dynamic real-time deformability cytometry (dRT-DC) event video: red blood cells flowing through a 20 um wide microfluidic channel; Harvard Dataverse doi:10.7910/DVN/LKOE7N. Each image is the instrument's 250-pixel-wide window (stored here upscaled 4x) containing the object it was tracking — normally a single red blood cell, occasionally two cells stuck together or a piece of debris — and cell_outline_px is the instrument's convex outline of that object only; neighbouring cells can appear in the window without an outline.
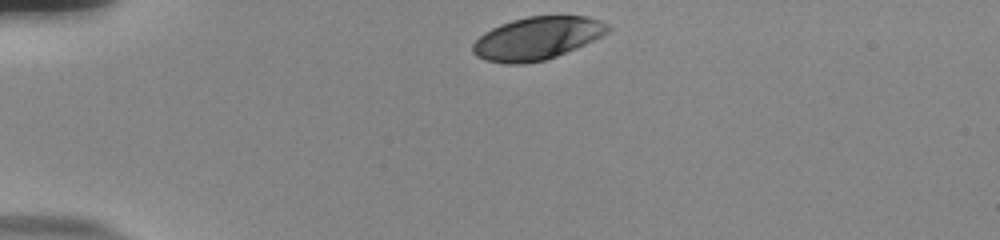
{"species": "human", "species_latin": "Homo sapiens", "temperature_condition": "room temperature", "stored_images_in_passage": 34, "camera_frame_rate_fps": 3000, "um_per_image_px": 0.085, "donor": {"sex": "male"}, "frame": {"image": 1, "passage_image": 1, "time_ms": 0.0, "image_size_px": [1000, 240], "cell_outline_px": [[612, 28], [604, 36], [576, 48], [556, 56], [544, 60], [524, 64], [504, 64], [484, 60], [476, 56], [472, 52], [472, 44], [484, 32], [500, 24], [512, 20], [528, 16], [588, 16], [608, 24]], "centroid_in_image_um": [45.65, 3.26], "position_along_channel_um": 39.4, "area_um2": 33.87}}
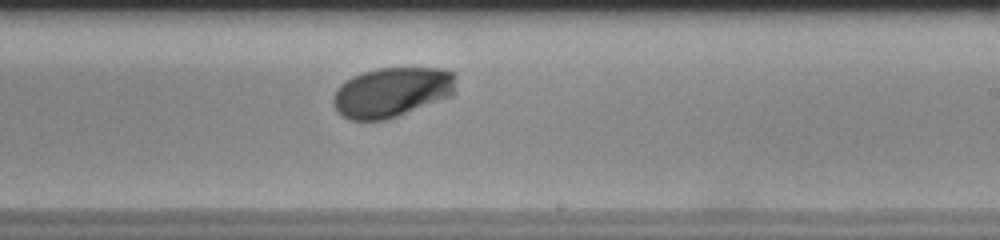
{"frame": {"image": 2, "passage_image": 22, "time_ms": 7.0, "image_size_px": [1000, 240], "cell_outline_px": [[456, 76], [452, 96], [388, 120], [352, 120], [340, 116], [336, 112], [332, 104], [332, 100], [340, 84], [352, 76], [364, 72], [380, 68], [444, 68], [456, 72]], "centroid_in_image_um": [33.31, 7.84], "position_along_channel_um": 255.7, "area_um2": 36.01}}
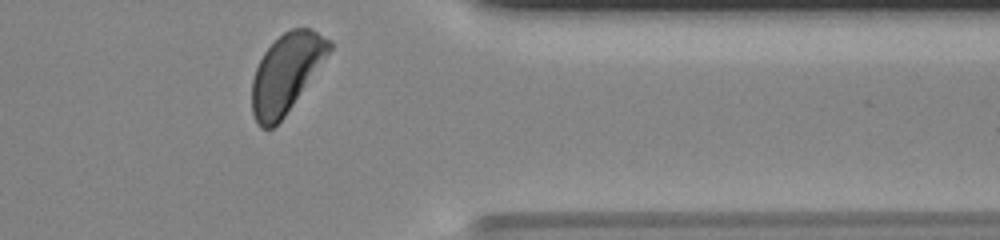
{"frame": {"image": 3, "passage_image": 33, "time_ms": 10.667, "image_size_px": [1000, 240], "cell_outline_px": [[332, 48], [284, 116], [272, 128], [260, 128], [252, 112], [252, 80], [256, 68], [264, 52], [284, 32], [292, 28], [308, 28], [332, 40]], "centroid_in_image_um": [24.31, 6.21], "position_along_channel_um": 387.1, "area_um2": 34.51}, "authors_computed_cell_mechanics": {"area_um2": 35.1135, "velocity_mm_per_s": 3.8018, "shape_relaxation_time_tau1_ms": 1.2799, "shape_relaxation_time_tau2_ms": null, "deformation_change_tau1": 0.1279, "deformation_change_tau2": null}}